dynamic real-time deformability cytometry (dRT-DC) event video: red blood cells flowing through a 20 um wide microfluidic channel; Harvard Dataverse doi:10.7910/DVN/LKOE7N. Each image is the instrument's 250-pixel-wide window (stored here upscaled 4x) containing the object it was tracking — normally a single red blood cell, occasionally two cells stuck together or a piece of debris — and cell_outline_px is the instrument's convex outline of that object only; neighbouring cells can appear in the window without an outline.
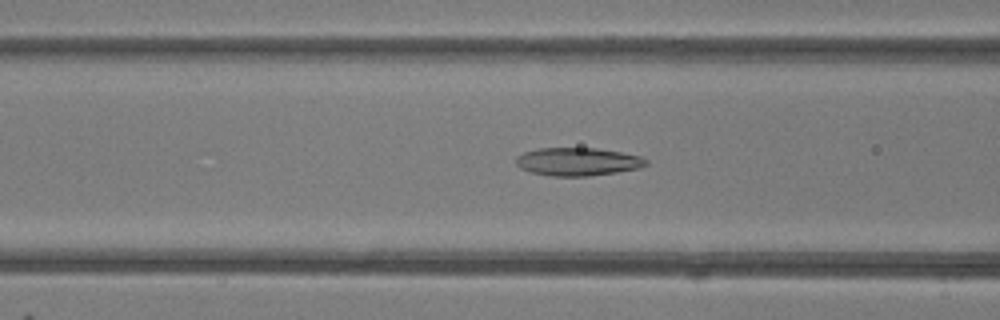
{"species": "common noctule bat (a hibernating species)", "species_latin": "Nyctalus noctula", "temperature_condition": "room temperature", "stored_images_in_passage": 48, "camera_frame_rate_fps": 3000, "um_per_image_px": 0.085, "animal": {"sex": "female"}, "frame": {"image": 1, "passage_image": 19, "time_ms": 6.0, "image_size_px": [1000, 320], "cell_outline_px": [[648, 164], [640, 168], [616, 172], [588, 176], [552, 176], [532, 172], [520, 168], [516, 164], [516, 156], [524, 152], [540, 148], [596, 148], [620, 152], [640, 156], [648, 160]], "centroid_in_image_um": [49.11, 13.74], "position_along_channel_um": 117.5, "area_um2": 21.21}}
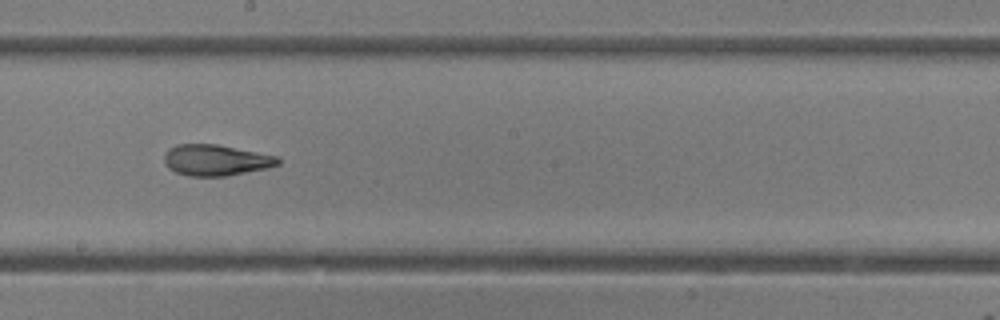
{"frame": {"image": 2, "passage_image": 27, "time_ms": 8.667, "image_size_px": [1000, 320], "cell_outline_px": [[280, 164], [268, 168], [228, 176], [188, 176], [176, 172], [168, 168], [164, 160], [164, 156], [168, 148], [176, 144], [216, 144], [280, 156]], "centroid_in_image_um": [18.37, 13.61], "position_along_channel_um": 229.8, "area_um2": 20.81}}
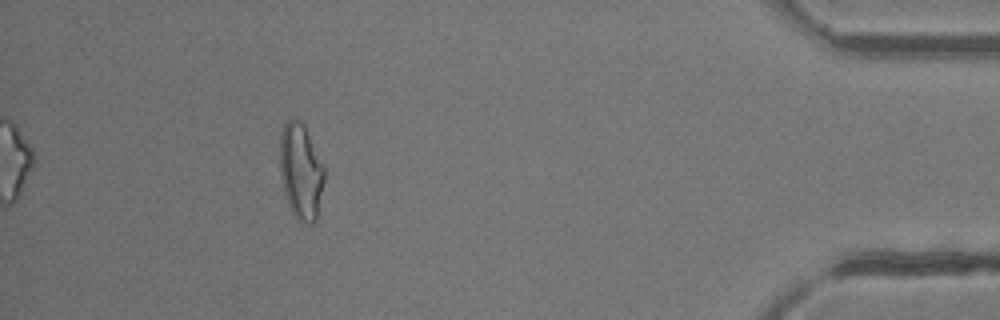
{"frame": {"image": 3, "passage_image": 44, "time_ms": 14.333, "image_size_px": [1000, 320], "cell_outline_px": [[324, 180], [316, 220], [312, 224], [308, 224], [296, 220], [288, 204], [284, 192], [280, 172], [280, 132], [284, 124], [288, 120], [300, 120], [304, 124], [324, 168]], "centroid_in_image_um": [25.56, 14.59], "position_along_channel_um": 409.6, "area_um2": 24.68}, "authors_computed_cell_mechanics": {"area_um2": 22.542, "velocity_mm_per_s": 4.2123, "shape_relaxation_time_tau1_ms": 9.8205, "shape_relaxation_time_tau2_ms": 2.1089, "deformation_change_tau1": 0.2519, "deformation_change_tau2": 0.1051}}